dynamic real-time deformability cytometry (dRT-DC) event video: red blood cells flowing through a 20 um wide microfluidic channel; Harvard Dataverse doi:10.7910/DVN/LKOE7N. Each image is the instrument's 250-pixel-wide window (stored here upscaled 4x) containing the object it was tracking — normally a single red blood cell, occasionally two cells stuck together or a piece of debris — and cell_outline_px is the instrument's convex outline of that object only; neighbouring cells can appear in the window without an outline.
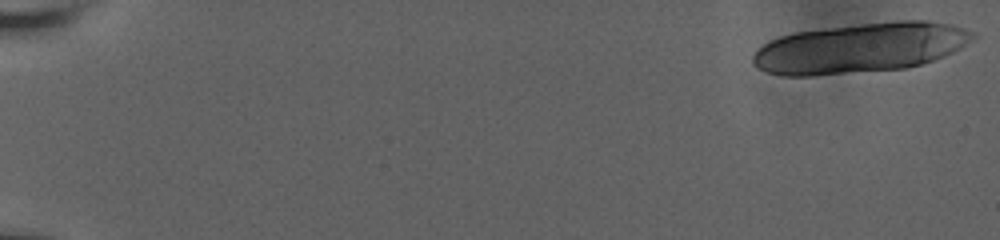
{"species": "human", "species_latin": "Homo sapiens", "temperature_condition": "room temperature", "stored_images_in_passage": 26, "camera_frame_rate_fps": 3000, "um_per_image_px": 0.085, "donor": {"sex": "male"}, "frame": {"image": 1, "passage_image": 1, "time_ms": 0.0, "image_size_px": [1000, 240], "cell_outline_px": [[976, 36], [960, 48], [944, 56], [920, 64], [904, 68], [812, 76], [784, 76], [768, 72], [756, 68], [752, 64], [752, 56], [756, 48], [768, 40], [780, 36], [796, 32], [896, 20], [928, 20], [952, 24], [976, 32]], "centroid_in_image_um": [73.09, 4.07], "position_along_channel_um": 11.9, "area_um2": 64.04}}
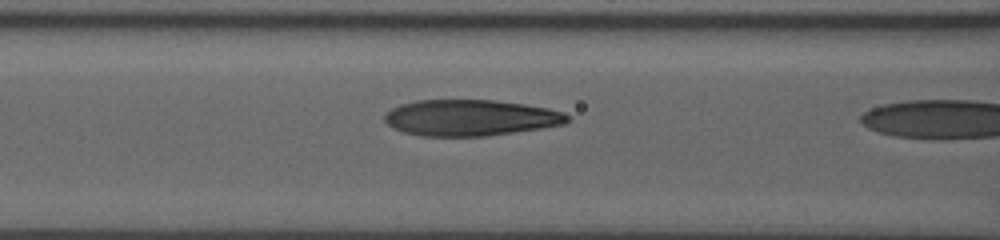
{"frame": {"image": 2, "passage_image": 25, "time_ms": 8.0, "image_size_px": [1000, 240], "cell_outline_px": [[568, 120], [564, 124], [540, 128], [488, 136], [420, 136], [404, 132], [392, 128], [384, 120], [384, 116], [392, 108], [400, 104], [416, 100], [492, 100], [524, 104], [548, 108], [564, 112], [568, 116]], "centroid_in_image_um": [39.96, 10.01], "position_along_channel_um": 126.6, "area_um2": 38.44}}